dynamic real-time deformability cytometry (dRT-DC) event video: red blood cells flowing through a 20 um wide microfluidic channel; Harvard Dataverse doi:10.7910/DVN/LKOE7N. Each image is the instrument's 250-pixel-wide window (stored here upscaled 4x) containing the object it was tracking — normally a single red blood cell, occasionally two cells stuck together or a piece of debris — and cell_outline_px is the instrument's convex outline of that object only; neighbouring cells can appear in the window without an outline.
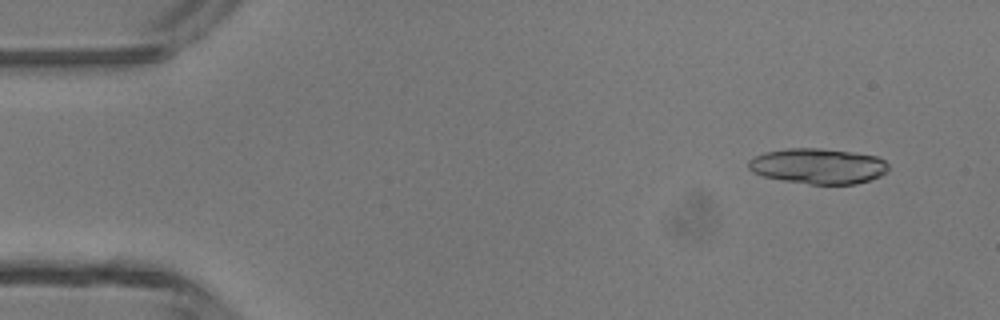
{"species": "common noctule bat (a hibernating species)", "species_latin": "Nyctalus noctula", "temperature_condition": "room temperature", "stored_images_in_passage": 4, "camera_frame_rate_fps": 3000, "um_per_image_px": 0.085, "animal": {"sex": "male", "body_mass_g": 13.3}, "frame": {"image": 1, "passage_image": 1, "time_ms": 0.0, "image_size_px": [1000, 320], "cell_outline_px": [[888, 172], [880, 176], [856, 184], [808, 184], [784, 180], [764, 176], [752, 172], [748, 168], [748, 160], [764, 152], [788, 148], [820, 148], [852, 152], [876, 156], [884, 160], [888, 164]], "centroid_in_image_um": [69.54, 14.11], "position_along_channel_um": 15.5, "area_um2": 28.9}}
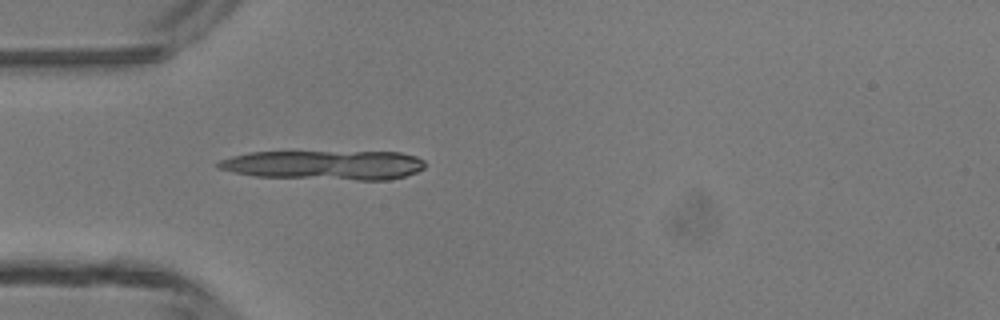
{"frame": {"image": 2, "passage_image": 4, "time_ms": 3.333, "image_size_px": [1000, 320], "cell_outline_px": [[424, 168], [416, 172], [404, 176], [388, 180], [356, 180], [256, 176], [236, 172], [220, 168], [216, 164], [220, 160], [232, 156], [248, 152], [400, 152], [416, 156], [424, 160]], "centroid_in_image_um": [27.63, 14.02], "position_along_channel_um": 57.4, "area_um2": 35.26}}